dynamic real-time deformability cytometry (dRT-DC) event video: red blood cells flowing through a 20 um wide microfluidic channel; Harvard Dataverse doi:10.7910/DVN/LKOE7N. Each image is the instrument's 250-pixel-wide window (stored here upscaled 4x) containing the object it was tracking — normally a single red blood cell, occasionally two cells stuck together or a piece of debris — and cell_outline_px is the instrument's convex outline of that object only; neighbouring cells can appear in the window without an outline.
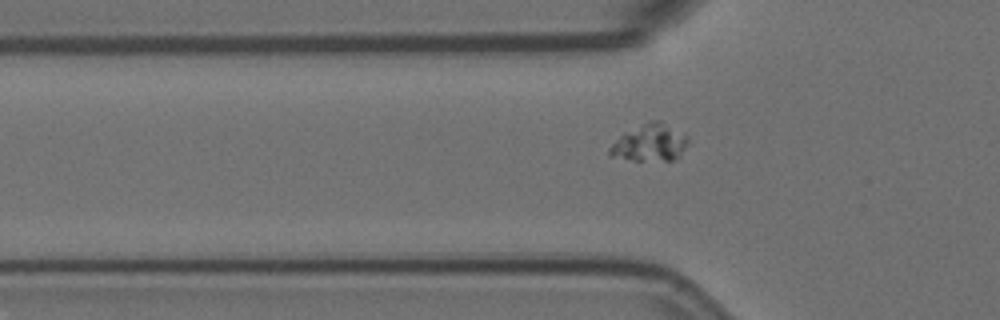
{"species": "Egyptian fruit bat (a non-hibernating species)", "species_latin": "Rousettus aegyptiacus", "temperature_condition": "room temperature", "stored_images_in_passage": 4, "camera_frame_rate_fps": 3000, "um_per_image_px": 0.085, "animal": {"sex": "female"}, "frame": {"image": 1, "passage_image": 4, "time_ms": 1.0, "image_size_px": [1000, 320], "cell_outline_px": [[688, 144], [672, 160], [636, 160], [608, 156], [608, 148], [620, 136], [648, 120], [660, 120], [684, 132], [688, 136]], "centroid_in_image_um": [55.24, 12.11], "position_along_channel_um": 70.6, "area_um2": 16.82}}